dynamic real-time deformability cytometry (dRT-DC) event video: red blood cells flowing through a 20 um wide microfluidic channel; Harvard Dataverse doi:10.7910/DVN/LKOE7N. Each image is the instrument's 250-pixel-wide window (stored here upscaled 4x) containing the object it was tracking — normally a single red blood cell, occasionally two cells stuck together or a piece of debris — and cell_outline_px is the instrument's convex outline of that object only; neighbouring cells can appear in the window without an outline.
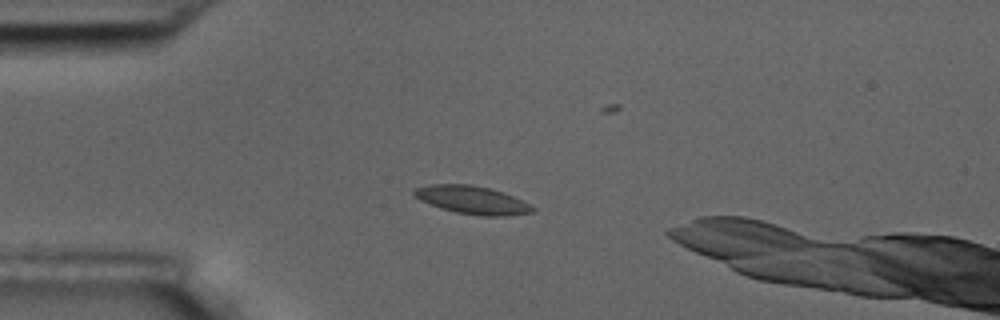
{"species": "common noctule bat (a hibernating species)", "species_latin": "Nyctalus noctula", "temperature_condition": "room temperature", "stored_images_in_passage": 6, "camera_frame_rate_fps": 3000, "um_per_image_px": 0.085, "animal": {"sex": "male", "body_mass_g": 17.5, "forearm_length_mm": 52.3}, "frame": {"image": 1, "passage_image": 3, "time_ms": 2.333, "image_size_px": [1000, 320], "cell_outline_px": [[536, 212], [508, 216], [480, 216], [456, 212], [440, 208], [420, 200], [412, 196], [412, 192], [416, 188], [428, 184], [472, 184], [504, 192], [536, 208]], "centroid_in_image_um": [40.12, 17.0], "position_along_channel_um": 44.9, "area_um2": 19.48}}